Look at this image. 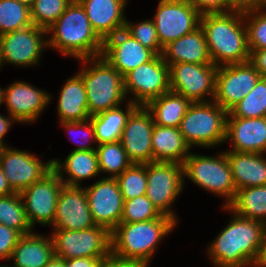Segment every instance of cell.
<instances>
[{
    "label": "cell",
    "mask_w": 266,
    "mask_h": 267,
    "mask_svg": "<svg viewBox=\"0 0 266 267\" xmlns=\"http://www.w3.org/2000/svg\"><path fill=\"white\" fill-rule=\"evenodd\" d=\"M31 25L28 6L16 0H0V36Z\"/></svg>",
    "instance_id": "cell-36"
},
{
    "label": "cell",
    "mask_w": 266,
    "mask_h": 267,
    "mask_svg": "<svg viewBox=\"0 0 266 267\" xmlns=\"http://www.w3.org/2000/svg\"><path fill=\"white\" fill-rule=\"evenodd\" d=\"M218 67L212 64L176 63L169 66L170 91L183 95L191 102H208L205 96L215 94Z\"/></svg>",
    "instance_id": "cell-12"
},
{
    "label": "cell",
    "mask_w": 266,
    "mask_h": 267,
    "mask_svg": "<svg viewBox=\"0 0 266 267\" xmlns=\"http://www.w3.org/2000/svg\"><path fill=\"white\" fill-rule=\"evenodd\" d=\"M228 111L214 101L192 102L180 124L186 143L200 147L225 143Z\"/></svg>",
    "instance_id": "cell-6"
},
{
    "label": "cell",
    "mask_w": 266,
    "mask_h": 267,
    "mask_svg": "<svg viewBox=\"0 0 266 267\" xmlns=\"http://www.w3.org/2000/svg\"><path fill=\"white\" fill-rule=\"evenodd\" d=\"M0 167L11 189L20 193L49 174L53 170V160L43 163L36 155L5 146Z\"/></svg>",
    "instance_id": "cell-16"
},
{
    "label": "cell",
    "mask_w": 266,
    "mask_h": 267,
    "mask_svg": "<svg viewBox=\"0 0 266 267\" xmlns=\"http://www.w3.org/2000/svg\"><path fill=\"white\" fill-rule=\"evenodd\" d=\"M51 96L27 82L17 81L4 89L3 102L6 104L8 114L16 122L32 123L43 109H46Z\"/></svg>",
    "instance_id": "cell-21"
},
{
    "label": "cell",
    "mask_w": 266,
    "mask_h": 267,
    "mask_svg": "<svg viewBox=\"0 0 266 267\" xmlns=\"http://www.w3.org/2000/svg\"><path fill=\"white\" fill-rule=\"evenodd\" d=\"M257 7L266 8V0H257Z\"/></svg>",
    "instance_id": "cell-54"
},
{
    "label": "cell",
    "mask_w": 266,
    "mask_h": 267,
    "mask_svg": "<svg viewBox=\"0 0 266 267\" xmlns=\"http://www.w3.org/2000/svg\"><path fill=\"white\" fill-rule=\"evenodd\" d=\"M73 0H35L30 7L32 24L47 30L65 12Z\"/></svg>",
    "instance_id": "cell-38"
},
{
    "label": "cell",
    "mask_w": 266,
    "mask_h": 267,
    "mask_svg": "<svg viewBox=\"0 0 266 267\" xmlns=\"http://www.w3.org/2000/svg\"><path fill=\"white\" fill-rule=\"evenodd\" d=\"M232 141L229 151L262 153L266 152V117H227L226 139Z\"/></svg>",
    "instance_id": "cell-22"
},
{
    "label": "cell",
    "mask_w": 266,
    "mask_h": 267,
    "mask_svg": "<svg viewBox=\"0 0 266 267\" xmlns=\"http://www.w3.org/2000/svg\"><path fill=\"white\" fill-rule=\"evenodd\" d=\"M21 236L18 231L0 224V259L10 260L12 252Z\"/></svg>",
    "instance_id": "cell-43"
},
{
    "label": "cell",
    "mask_w": 266,
    "mask_h": 267,
    "mask_svg": "<svg viewBox=\"0 0 266 267\" xmlns=\"http://www.w3.org/2000/svg\"><path fill=\"white\" fill-rule=\"evenodd\" d=\"M84 8L93 30L104 41L125 29L127 0H77Z\"/></svg>",
    "instance_id": "cell-23"
},
{
    "label": "cell",
    "mask_w": 266,
    "mask_h": 267,
    "mask_svg": "<svg viewBox=\"0 0 266 267\" xmlns=\"http://www.w3.org/2000/svg\"><path fill=\"white\" fill-rule=\"evenodd\" d=\"M19 3H22L26 6H28L29 8L32 6V4L35 2V0H16Z\"/></svg>",
    "instance_id": "cell-52"
},
{
    "label": "cell",
    "mask_w": 266,
    "mask_h": 267,
    "mask_svg": "<svg viewBox=\"0 0 266 267\" xmlns=\"http://www.w3.org/2000/svg\"><path fill=\"white\" fill-rule=\"evenodd\" d=\"M229 116L238 118L266 117V77H262L248 95L228 111Z\"/></svg>",
    "instance_id": "cell-35"
},
{
    "label": "cell",
    "mask_w": 266,
    "mask_h": 267,
    "mask_svg": "<svg viewBox=\"0 0 266 267\" xmlns=\"http://www.w3.org/2000/svg\"><path fill=\"white\" fill-rule=\"evenodd\" d=\"M63 185L57 172L52 170L42 180L20 192L31 227L36 222L42 226L53 225L57 199Z\"/></svg>",
    "instance_id": "cell-14"
},
{
    "label": "cell",
    "mask_w": 266,
    "mask_h": 267,
    "mask_svg": "<svg viewBox=\"0 0 266 267\" xmlns=\"http://www.w3.org/2000/svg\"><path fill=\"white\" fill-rule=\"evenodd\" d=\"M177 223L164 214L153 220L120 223L111 231V256L119 260L150 263L158 243Z\"/></svg>",
    "instance_id": "cell-4"
},
{
    "label": "cell",
    "mask_w": 266,
    "mask_h": 267,
    "mask_svg": "<svg viewBox=\"0 0 266 267\" xmlns=\"http://www.w3.org/2000/svg\"><path fill=\"white\" fill-rule=\"evenodd\" d=\"M59 122L84 121L91 116L88 111L87 93L82 78L75 74L63 85L58 104Z\"/></svg>",
    "instance_id": "cell-28"
},
{
    "label": "cell",
    "mask_w": 266,
    "mask_h": 267,
    "mask_svg": "<svg viewBox=\"0 0 266 267\" xmlns=\"http://www.w3.org/2000/svg\"><path fill=\"white\" fill-rule=\"evenodd\" d=\"M224 209L266 224V185L237 190L234 200Z\"/></svg>",
    "instance_id": "cell-32"
},
{
    "label": "cell",
    "mask_w": 266,
    "mask_h": 267,
    "mask_svg": "<svg viewBox=\"0 0 266 267\" xmlns=\"http://www.w3.org/2000/svg\"><path fill=\"white\" fill-rule=\"evenodd\" d=\"M261 78L249 62L220 66L216 72L213 101L229 111L248 95Z\"/></svg>",
    "instance_id": "cell-13"
},
{
    "label": "cell",
    "mask_w": 266,
    "mask_h": 267,
    "mask_svg": "<svg viewBox=\"0 0 266 267\" xmlns=\"http://www.w3.org/2000/svg\"><path fill=\"white\" fill-rule=\"evenodd\" d=\"M190 146L179 128L155 125L152 135L153 162L183 164L189 156Z\"/></svg>",
    "instance_id": "cell-29"
},
{
    "label": "cell",
    "mask_w": 266,
    "mask_h": 267,
    "mask_svg": "<svg viewBox=\"0 0 266 267\" xmlns=\"http://www.w3.org/2000/svg\"><path fill=\"white\" fill-rule=\"evenodd\" d=\"M125 96L131 93L138 106H146L151 100L170 91L169 66L162 55H155L124 76Z\"/></svg>",
    "instance_id": "cell-9"
},
{
    "label": "cell",
    "mask_w": 266,
    "mask_h": 267,
    "mask_svg": "<svg viewBox=\"0 0 266 267\" xmlns=\"http://www.w3.org/2000/svg\"><path fill=\"white\" fill-rule=\"evenodd\" d=\"M0 267H11V266H8V265H0Z\"/></svg>",
    "instance_id": "cell-58"
},
{
    "label": "cell",
    "mask_w": 266,
    "mask_h": 267,
    "mask_svg": "<svg viewBox=\"0 0 266 267\" xmlns=\"http://www.w3.org/2000/svg\"><path fill=\"white\" fill-rule=\"evenodd\" d=\"M249 63L262 76L266 77V49L249 50Z\"/></svg>",
    "instance_id": "cell-46"
},
{
    "label": "cell",
    "mask_w": 266,
    "mask_h": 267,
    "mask_svg": "<svg viewBox=\"0 0 266 267\" xmlns=\"http://www.w3.org/2000/svg\"><path fill=\"white\" fill-rule=\"evenodd\" d=\"M265 238V223L234 213L233 219L209 245L207 251L217 267H260Z\"/></svg>",
    "instance_id": "cell-1"
},
{
    "label": "cell",
    "mask_w": 266,
    "mask_h": 267,
    "mask_svg": "<svg viewBox=\"0 0 266 267\" xmlns=\"http://www.w3.org/2000/svg\"><path fill=\"white\" fill-rule=\"evenodd\" d=\"M2 64H3V63H2V59H1V51H0V68H1V66H3Z\"/></svg>",
    "instance_id": "cell-57"
},
{
    "label": "cell",
    "mask_w": 266,
    "mask_h": 267,
    "mask_svg": "<svg viewBox=\"0 0 266 267\" xmlns=\"http://www.w3.org/2000/svg\"><path fill=\"white\" fill-rule=\"evenodd\" d=\"M81 61L85 66L77 74L85 86L90 116L119 107L126 97L124 77L102 56ZM87 63L93 66L89 68Z\"/></svg>",
    "instance_id": "cell-5"
},
{
    "label": "cell",
    "mask_w": 266,
    "mask_h": 267,
    "mask_svg": "<svg viewBox=\"0 0 266 267\" xmlns=\"http://www.w3.org/2000/svg\"><path fill=\"white\" fill-rule=\"evenodd\" d=\"M5 146L6 145L0 144V162H1V156H2V153H3Z\"/></svg>",
    "instance_id": "cell-56"
},
{
    "label": "cell",
    "mask_w": 266,
    "mask_h": 267,
    "mask_svg": "<svg viewBox=\"0 0 266 267\" xmlns=\"http://www.w3.org/2000/svg\"><path fill=\"white\" fill-rule=\"evenodd\" d=\"M52 160L53 170L67 186H80L79 183L82 182V179H89L100 173L95 150H73L62 163L59 159ZM63 172L69 178H64Z\"/></svg>",
    "instance_id": "cell-27"
},
{
    "label": "cell",
    "mask_w": 266,
    "mask_h": 267,
    "mask_svg": "<svg viewBox=\"0 0 266 267\" xmlns=\"http://www.w3.org/2000/svg\"><path fill=\"white\" fill-rule=\"evenodd\" d=\"M189 2L201 15L234 11V9L229 5V0H189Z\"/></svg>",
    "instance_id": "cell-44"
},
{
    "label": "cell",
    "mask_w": 266,
    "mask_h": 267,
    "mask_svg": "<svg viewBox=\"0 0 266 267\" xmlns=\"http://www.w3.org/2000/svg\"><path fill=\"white\" fill-rule=\"evenodd\" d=\"M60 124L65 127L66 130H70V132H80V134L84 135V139L87 140L88 138V143L86 141L82 142L81 145L76 147L74 150H96L95 147H92L90 145V139H92L93 143L96 144V139H95V128L94 125L89 118L88 120L84 121H70V122H60ZM78 130V131H77ZM76 136V135H75ZM75 136L73 138H75ZM78 144V142H77ZM88 144V145H87Z\"/></svg>",
    "instance_id": "cell-42"
},
{
    "label": "cell",
    "mask_w": 266,
    "mask_h": 267,
    "mask_svg": "<svg viewBox=\"0 0 266 267\" xmlns=\"http://www.w3.org/2000/svg\"><path fill=\"white\" fill-rule=\"evenodd\" d=\"M236 190L266 185V159L262 153L226 151Z\"/></svg>",
    "instance_id": "cell-25"
},
{
    "label": "cell",
    "mask_w": 266,
    "mask_h": 267,
    "mask_svg": "<svg viewBox=\"0 0 266 267\" xmlns=\"http://www.w3.org/2000/svg\"><path fill=\"white\" fill-rule=\"evenodd\" d=\"M110 257H77L64 260L65 267H103Z\"/></svg>",
    "instance_id": "cell-45"
},
{
    "label": "cell",
    "mask_w": 266,
    "mask_h": 267,
    "mask_svg": "<svg viewBox=\"0 0 266 267\" xmlns=\"http://www.w3.org/2000/svg\"><path fill=\"white\" fill-rule=\"evenodd\" d=\"M89 209L95 225L110 232L120 224L124 200L116 178H102L85 187Z\"/></svg>",
    "instance_id": "cell-17"
},
{
    "label": "cell",
    "mask_w": 266,
    "mask_h": 267,
    "mask_svg": "<svg viewBox=\"0 0 266 267\" xmlns=\"http://www.w3.org/2000/svg\"><path fill=\"white\" fill-rule=\"evenodd\" d=\"M216 157L190 153L184 160L183 176L201 188L225 197L227 207L236 195L230 164L225 152Z\"/></svg>",
    "instance_id": "cell-7"
},
{
    "label": "cell",
    "mask_w": 266,
    "mask_h": 267,
    "mask_svg": "<svg viewBox=\"0 0 266 267\" xmlns=\"http://www.w3.org/2000/svg\"><path fill=\"white\" fill-rule=\"evenodd\" d=\"M265 10V7H257L252 10L244 11V20L247 21H245V26L247 31V44L249 50L266 49Z\"/></svg>",
    "instance_id": "cell-39"
},
{
    "label": "cell",
    "mask_w": 266,
    "mask_h": 267,
    "mask_svg": "<svg viewBox=\"0 0 266 267\" xmlns=\"http://www.w3.org/2000/svg\"><path fill=\"white\" fill-rule=\"evenodd\" d=\"M191 103L183 95L169 91L151 100L145 107L151 112L155 125L179 128Z\"/></svg>",
    "instance_id": "cell-30"
},
{
    "label": "cell",
    "mask_w": 266,
    "mask_h": 267,
    "mask_svg": "<svg viewBox=\"0 0 266 267\" xmlns=\"http://www.w3.org/2000/svg\"><path fill=\"white\" fill-rule=\"evenodd\" d=\"M116 179L123 200L145 195L147 188V164H132Z\"/></svg>",
    "instance_id": "cell-37"
},
{
    "label": "cell",
    "mask_w": 266,
    "mask_h": 267,
    "mask_svg": "<svg viewBox=\"0 0 266 267\" xmlns=\"http://www.w3.org/2000/svg\"><path fill=\"white\" fill-rule=\"evenodd\" d=\"M101 56L124 77L131 70L149 62L155 54L121 30L104 40Z\"/></svg>",
    "instance_id": "cell-20"
},
{
    "label": "cell",
    "mask_w": 266,
    "mask_h": 267,
    "mask_svg": "<svg viewBox=\"0 0 266 267\" xmlns=\"http://www.w3.org/2000/svg\"><path fill=\"white\" fill-rule=\"evenodd\" d=\"M149 263L144 261L119 260L115 257H110L103 267H148Z\"/></svg>",
    "instance_id": "cell-47"
},
{
    "label": "cell",
    "mask_w": 266,
    "mask_h": 267,
    "mask_svg": "<svg viewBox=\"0 0 266 267\" xmlns=\"http://www.w3.org/2000/svg\"><path fill=\"white\" fill-rule=\"evenodd\" d=\"M54 256L68 260L77 257H111V232L101 225L83 230L54 229Z\"/></svg>",
    "instance_id": "cell-8"
},
{
    "label": "cell",
    "mask_w": 266,
    "mask_h": 267,
    "mask_svg": "<svg viewBox=\"0 0 266 267\" xmlns=\"http://www.w3.org/2000/svg\"><path fill=\"white\" fill-rule=\"evenodd\" d=\"M45 34H47V30L33 24L27 28L1 35L2 63L16 66L37 65L43 49L48 47L47 39L44 40Z\"/></svg>",
    "instance_id": "cell-15"
},
{
    "label": "cell",
    "mask_w": 266,
    "mask_h": 267,
    "mask_svg": "<svg viewBox=\"0 0 266 267\" xmlns=\"http://www.w3.org/2000/svg\"><path fill=\"white\" fill-rule=\"evenodd\" d=\"M45 267H65L64 259L54 256Z\"/></svg>",
    "instance_id": "cell-51"
},
{
    "label": "cell",
    "mask_w": 266,
    "mask_h": 267,
    "mask_svg": "<svg viewBox=\"0 0 266 267\" xmlns=\"http://www.w3.org/2000/svg\"><path fill=\"white\" fill-rule=\"evenodd\" d=\"M9 117H6L5 115L0 114V144H4V136L5 134H7L11 124L14 122L15 123V119L13 117H11L10 115H8Z\"/></svg>",
    "instance_id": "cell-49"
},
{
    "label": "cell",
    "mask_w": 266,
    "mask_h": 267,
    "mask_svg": "<svg viewBox=\"0 0 266 267\" xmlns=\"http://www.w3.org/2000/svg\"><path fill=\"white\" fill-rule=\"evenodd\" d=\"M95 151L100 173H109L108 178H117L133 164L120 141L97 145Z\"/></svg>",
    "instance_id": "cell-33"
},
{
    "label": "cell",
    "mask_w": 266,
    "mask_h": 267,
    "mask_svg": "<svg viewBox=\"0 0 266 267\" xmlns=\"http://www.w3.org/2000/svg\"><path fill=\"white\" fill-rule=\"evenodd\" d=\"M200 27L205 33L208 52L214 65L220 67L249 61L243 11L202 14Z\"/></svg>",
    "instance_id": "cell-2"
},
{
    "label": "cell",
    "mask_w": 266,
    "mask_h": 267,
    "mask_svg": "<svg viewBox=\"0 0 266 267\" xmlns=\"http://www.w3.org/2000/svg\"><path fill=\"white\" fill-rule=\"evenodd\" d=\"M161 215L151 200L146 195H142L133 199L124 200L123 215L120 223L148 221L157 219Z\"/></svg>",
    "instance_id": "cell-40"
},
{
    "label": "cell",
    "mask_w": 266,
    "mask_h": 267,
    "mask_svg": "<svg viewBox=\"0 0 266 267\" xmlns=\"http://www.w3.org/2000/svg\"><path fill=\"white\" fill-rule=\"evenodd\" d=\"M260 267H266V238H265V251H264V255H263Z\"/></svg>",
    "instance_id": "cell-53"
},
{
    "label": "cell",
    "mask_w": 266,
    "mask_h": 267,
    "mask_svg": "<svg viewBox=\"0 0 266 267\" xmlns=\"http://www.w3.org/2000/svg\"><path fill=\"white\" fill-rule=\"evenodd\" d=\"M183 177V165L180 163L150 162L147 164L145 195L161 214L170 216L176 221L177 216L170 208L183 189Z\"/></svg>",
    "instance_id": "cell-10"
},
{
    "label": "cell",
    "mask_w": 266,
    "mask_h": 267,
    "mask_svg": "<svg viewBox=\"0 0 266 267\" xmlns=\"http://www.w3.org/2000/svg\"><path fill=\"white\" fill-rule=\"evenodd\" d=\"M137 107V104L129 101L125 112L116 107L92 115L90 119L95 128L97 145L120 141L127 120Z\"/></svg>",
    "instance_id": "cell-31"
},
{
    "label": "cell",
    "mask_w": 266,
    "mask_h": 267,
    "mask_svg": "<svg viewBox=\"0 0 266 267\" xmlns=\"http://www.w3.org/2000/svg\"><path fill=\"white\" fill-rule=\"evenodd\" d=\"M53 257L51 236L31 232L19 239L10 257L14 263L11 267H45Z\"/></svg>",
    "instance_id": "cell-26"
},
{
    "label": "cell",
    "mask_w": 266,
    "mask_h": 267,
    "mask_svg": "<svg viewBox=\"0 0 266 267\" xmlns=\"http://www.w3.org/2000/svg\"><path fill=\"white\" fill-rule=\"evenodd\" d=\"M14 191L11 189L7 182V178L0 167V197L8 196L13 194Z\"/></svg>",
    "instance_id": "cell-50"
},
{
    "label": "cell",
    "mask_w": 266,
    "mask_h": 267,
    "mask_svg": "<svg viewBox=\"0 0 266 267\" xmlns=\"http://www.w3.org/2000/svg\"><path fill=\"white\" fill-rule=\"evenodd\" d=\"M4 89L0 88V105L3 103Z\"/></svg>",
    "instance_id": "cell-55"
},
{
    "label": "cell",
    "mask_w": 266,
    "mask_h": 267,
    "mask_svg": "<svg viewBox=\"0 0 266 267\" xmlns=\"http://www.w3.org/2000/svg\"><path fill=\"white\" fill-rule=\"evenodd\" d=\"M154 126L152 114L145 106H138L128 118L120 142L133 164L153 162Z\"/></svg>",
    "instance_id": "cell-18"
},
{
    "label": "cell",
    "mask_w": 266,
    "mask_h": 267,
    "mask_svg": "<svg viewBox=\"0 0 266 267\" xmlns=\"http://www.w3.org/2000/svg\"><path fill=\"white\" fill-rule=\"evenodd\" d=\"M162 56L168 66L176 63L212 64L201 27L170 42L164 47Z\"/></svg>",
    "instance_id": "cell-24"
},
{
    "label": "cell",
    "mask_w": 266,
    "mask_h": 267,
    "mask_svg": "<svg viewBox=\"0 0 266 267\" xmlns=\"http://www.w3.org/2000/svg\"><path fill=\"white\" fill-rule=\"evenodd\" d=\"M47 33H52L47 40L48 47L58 49L64 55L78 60L102 55L104 41L93 30L84 8L77 0L72 1L47 29Z\"/></svg>",
    "instance_id": "cell-3"
},
{
    "label": "cell",
    "mask_w": 266,
    "mask_h": 267,
    "mask_svg": "<svg viewBox=\"0 0 266 267\" xmlns=\"http://www.w3.org/2000/svg\"><path fill=\"white\" fill-rule=\"evenodd\" d=\"M52 226L64 230H83L95 226L84 187L63 185Z\"/></svg>",
    "instance_id": "cell-19"
},
{
    "label": "cell",
    "mask_w": 266,
    "mask_h": 267,
    "mask_svg": "<svg viewBox=\"0 0 266 267\" xmlns=\"http://www.w3.org/2000/svg\"><path fill=\"white\" fill-rule=\"evenodd\" d=\"M0 224L18 231L21 235L31 233L20 193L0 197Z\"/></svg>",
    "instance_id": "cell-34"
},
{
    "label": "cell",
    "mask_w": 266,
    "mask_h": 267,
    "mask_svg": "<svg viewBox=\"0 0 266 267\" xmlns=\"http://www.w3.org/2000/svg\"><path fill=\"white\" fill-rule=\"evenodd\" d=\"M124 30L155 55H162L163 48L160 45L153 19L142 20V22L134 25L127 21L126 18Z\"/></svg>",
    "instance_id": "cell-41"
},
{
    "label": "cell",
    "mask_w": 266,
    "mask_h": 267,
    "mask_svg": "<svg viewBox=\"0 0 266 267\" xmlns=\"http://www.w3.org/2000/svg\"><path fill=\"white\" fill-rule=\"evenodd\" d=\"M229 5L237 11H247L257 8V0H229Z\"/></svg>",
    "instance_id": "cell-48"
},
{
    "label": "cell",
    "mask_w": 266,
    "mask_h": 267,
    "mask_svg": "<svg viewBox=\"0 0 266 267\" xmlns=\"http://www.w3.org/2000/svg\"><path fill=\"white\" fill-rule=\"evenodd\" d=\"M200 20L201 14L189 0H160L153 21L161 47L195 31Z\"/></svg>",
    "instance_id": "cell-11"
}]
</instances>
